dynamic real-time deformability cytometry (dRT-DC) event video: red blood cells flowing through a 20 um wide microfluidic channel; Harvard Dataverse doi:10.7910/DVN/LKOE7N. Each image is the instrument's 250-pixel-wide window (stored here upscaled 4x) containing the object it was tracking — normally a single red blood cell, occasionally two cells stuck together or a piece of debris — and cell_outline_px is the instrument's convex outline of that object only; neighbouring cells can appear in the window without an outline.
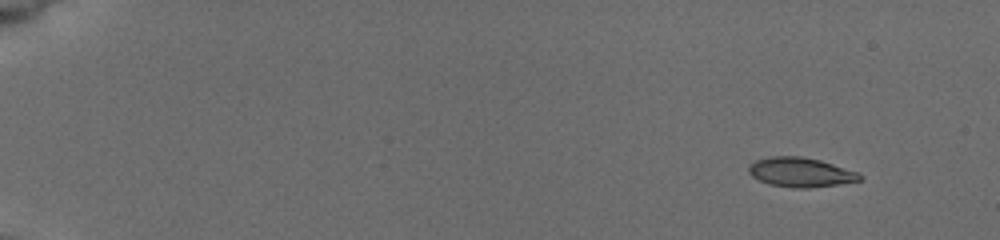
{"species": "common noctule bat (a hibernating species)", "species_latin": "Nyctalus noctula", "temperature_condition": "cold", "stored_images_in_passage": 41, "camera_frame_rate_fps": 3000, "um_per_image_px": 0.085, "animal": {"sex": "female", "body_mass_g": 19.5, "forearm_length_mm": 54.1}, "frame": {"image": 1, "passage_image": 1, "time_ms": 0.0, "image_size_px": [1000, 240], "cell_outline_px": [[864, 180], [808, 188], [796, 188], [768, 184], [752, 176], [748, 172], [748, 164], [756, 160], [768, 156], [800, 156], [820, 160], [860, 172], [864, 176]], "centroid_in_image_um": [68.07, 14.63], "position_along_channel_um": 16.9, "area_um2": 19.25}}
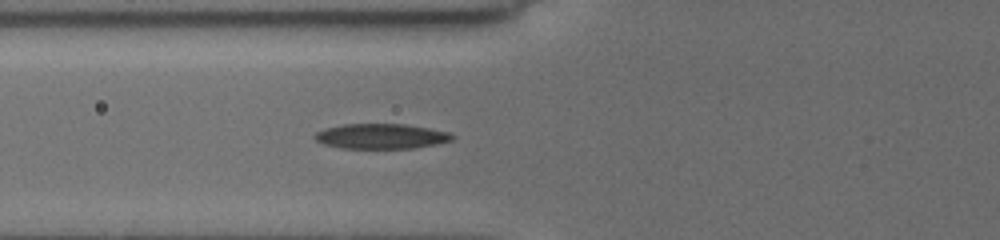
{"frame": {"image": 2, "passage_image": 27, "time_ms": 6.0, "image_size_px": [1000, 240], "cell_outline_px": [[456, 136], [452, 140], [436, 144], [412, 148], [344, 148], [324, 144], [316, 140], [316, 132], [328, 128], [344, 124], [404, 124], [428, 128], [448, 132]], "centroid_in_image_um": [32.44, 11.58], "position_along_channel_um": 93.4, "area_um2": 19.77}}
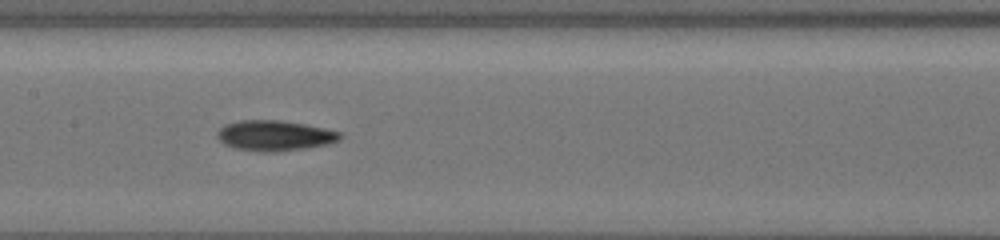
{"frame": {"image": 3, "passage_image": 40, "time_ms": 8.333, "image_size_px": [1000, 240], "cell_outline_px": [[344, 136], [340, 140], [328, 144], [304, 148], [276, 152], [260, 152], [236, 148], [224, 144], [216, 136], [216, 132], [224, 124], [240, 120], [280, 120], [304, 124], [324, 128], [340, 132]], "centroid_in_image_um": [23.34, 11.52], "position_along_channel_um": 184.1, "area_um2": 21.85}}